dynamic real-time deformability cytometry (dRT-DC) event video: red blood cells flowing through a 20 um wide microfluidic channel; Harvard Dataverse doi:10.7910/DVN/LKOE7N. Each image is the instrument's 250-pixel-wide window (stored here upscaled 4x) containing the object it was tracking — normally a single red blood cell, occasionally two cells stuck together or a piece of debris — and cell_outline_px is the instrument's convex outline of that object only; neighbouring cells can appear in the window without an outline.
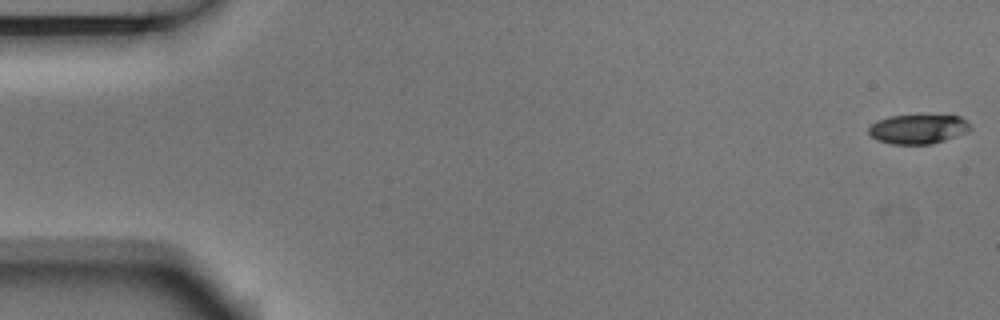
{"species": "Egyptian fruit bat (a non-hibernating species)", "species_latin": "Rousettus aegyptiacus", "temperature_condition": "room temperature", "stored_images_in_passage": 5, "camera_frame_rate_fps": 3000, "um_per_image_px": 0.085, "animal": {"sex": "male"}, "frame": {"image": 1, "passage_image": 1, "time_ms": 0.0, "image_size_px": [1000, 320], "cell_outline_px": [[972, 128], [968, 132], [932, 144], [892, 144], [876, 140], [868, 132], [868, 128], [872, 124], [888, 116], [960, 116]], "centroid_in_image_um": [78.02, 10.99], "position_along_channel_um": 7.0, "area_um2": 17.11}}
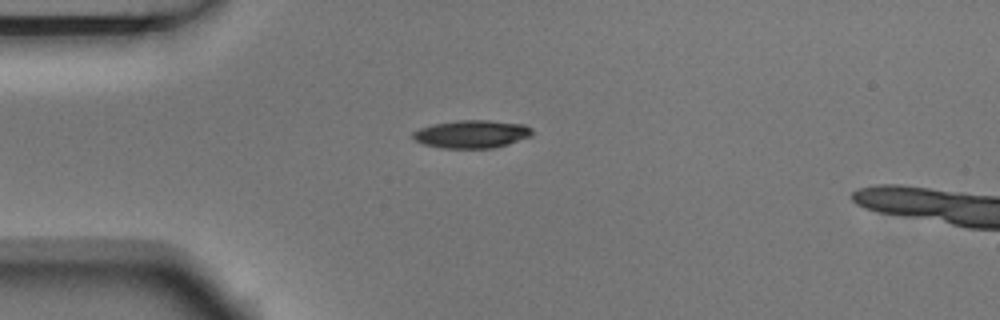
{"frame": {"image": 2, "passage_image": 4, "time_ms": 1.0, "image_size_px": [1000, 320], "cell_outline_px": [[532, 136], [508, 144], [492, 148], [440, 148], [424, 144], [416, 140], [412, 136], [412, 132], [420, 128], [432, 124], [456, 120], [488, 120], [524, 124], [532, 128]], "centroid_in_image_um": [40.1, 11.39], "position_along_channel_um": 44.9, "area_um2": 19.48}}